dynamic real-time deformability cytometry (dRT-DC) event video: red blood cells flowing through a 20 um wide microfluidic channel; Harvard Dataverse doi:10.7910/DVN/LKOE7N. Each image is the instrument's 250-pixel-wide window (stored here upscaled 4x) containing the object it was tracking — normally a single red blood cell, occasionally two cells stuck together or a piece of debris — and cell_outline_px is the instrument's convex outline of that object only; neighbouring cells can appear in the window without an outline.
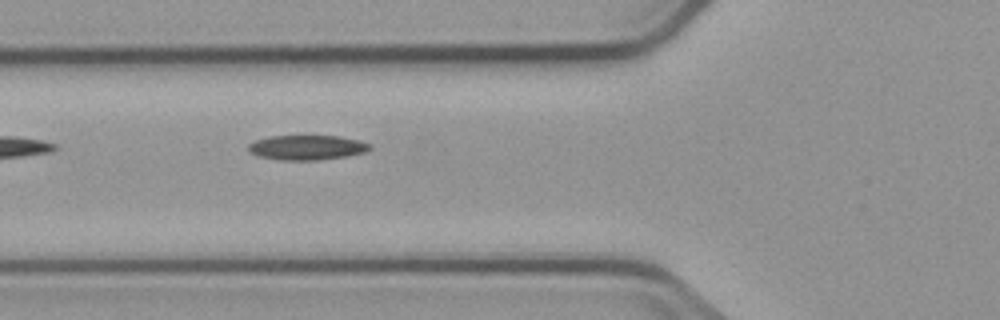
{"species": "common noctule bat (a hibernating species)", "species_latin": "Nyctalus noctula", "temperature_condition": "cold", "stored_images_in_passage": 4, "camera_frame_rate_fps": 3000, "um_per_image_px": 0.085, "animal": {"sex": "male", "body_mass_g": 23.1, "forearm_length_mm": 52.7}, "frame": {"image": 1, "passage_image": 4, "time_ms": 3.667, "image_size_px": [1000, 320], "cell_outline_px": [[372, 148], [364, 152], [348, 156], [316, 160], [280, 160], [260, 156], [248, 152], [248, 144], [256, 140], [272, 136], [340, 136], [360, 140], [372, 144]], "centroid_in_image_um": [26.12, 12.53], "position_along_channel_um": 99.7, "area_um2": 17.57}}